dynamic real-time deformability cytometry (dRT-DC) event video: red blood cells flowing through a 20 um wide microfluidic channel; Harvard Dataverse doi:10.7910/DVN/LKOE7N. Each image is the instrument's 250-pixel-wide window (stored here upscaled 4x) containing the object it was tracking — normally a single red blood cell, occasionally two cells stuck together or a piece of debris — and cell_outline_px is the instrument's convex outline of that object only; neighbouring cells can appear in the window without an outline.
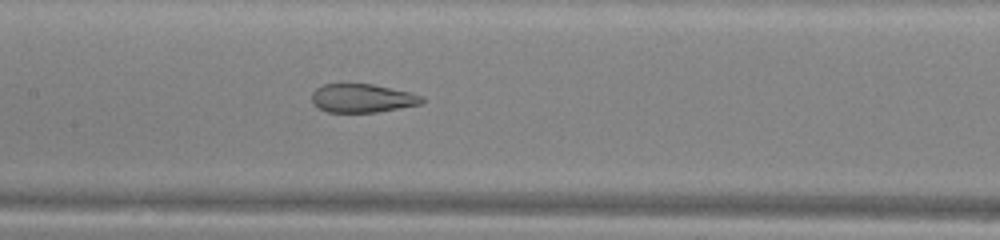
{"species": "common noctule bat (a hibernating species)", "species_latin": "Nyctalus noctula", "temperature_condition": "warm", "stored_images_in_passage": 49, "camera_frame_rate_fps": 3000, "um_per_image_px": 0.085, "animal": {"sex": "male", "body_mass_g": 13.0, "forearm_length_mm": 53.1}, "frame": {"image": 1, "passage_image": 23, "time_ms": 7.333, "image_size_px": [1000, 240], "cell_outline_px": [[424, 100], [420, 104], [376, 112], [328, 112], [312, 104], [312, 92], [316, 88], [324, 84], [372, 84], [412, 92], [424, 96]], "centroid_in_image_um": [30.8, 8.34], "position_along_channel_um": 176.6, "area_um2": 18.32}}
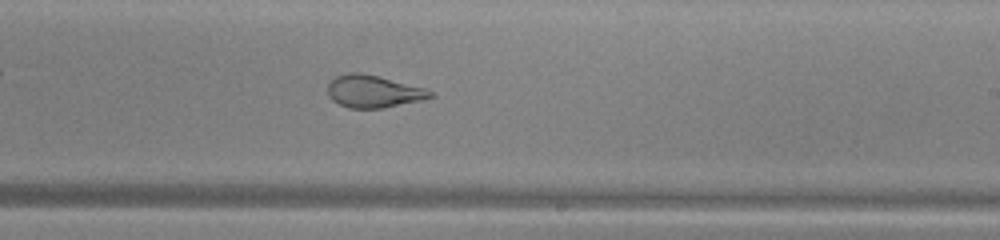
{"frame": {"image": 2, "passage_image": 29, "time_ms": 9.333, "image_size_px": [1000, 240], "cell_outline_px": [[436, 96], [420, 100], [384, 108], [348, 108], [332, 100], [328, 96], [328, 84], [336, 76], [348, 72], [360, 72], [424, 88], [436, 92]], "centroid_in_image_um": [31.74, 7.78], "position_along_channel_um": 257.3, "area_um2": 19.25}}
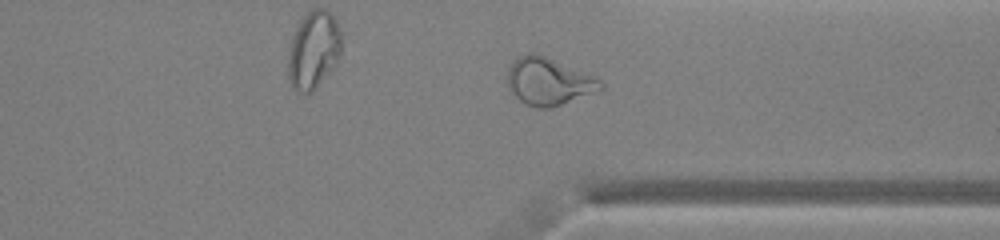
{"frame": {"image": 3, "passage_image": 37, "time_ms": 12.0, "image_size_px": [1000, 240], "cell_outline_px": [[604, 88], [600, 92], [552, 108], [536, 108], [524, 104], [508, 88], [508, 68], [512, 60], [516, 56], [528, 52], [532, 52], [544, 56], [596, 76], [604, 84]], "centroid_in_image_um": [46.66, 6.93], "position_along_channel_um": 364.7, "area_um2": 26.24}, "authors_computed_cell_mechanics": {"area_um2": 26.1834, "velocity_mm_per_s": 4.0435, "shape_relaxation_time_tau1_ms": null, "shape_relaxation_time_tau2_ms": 1.1013, "deformation_change_tau1": null, "deformation_change_tau2": 0.0965}}